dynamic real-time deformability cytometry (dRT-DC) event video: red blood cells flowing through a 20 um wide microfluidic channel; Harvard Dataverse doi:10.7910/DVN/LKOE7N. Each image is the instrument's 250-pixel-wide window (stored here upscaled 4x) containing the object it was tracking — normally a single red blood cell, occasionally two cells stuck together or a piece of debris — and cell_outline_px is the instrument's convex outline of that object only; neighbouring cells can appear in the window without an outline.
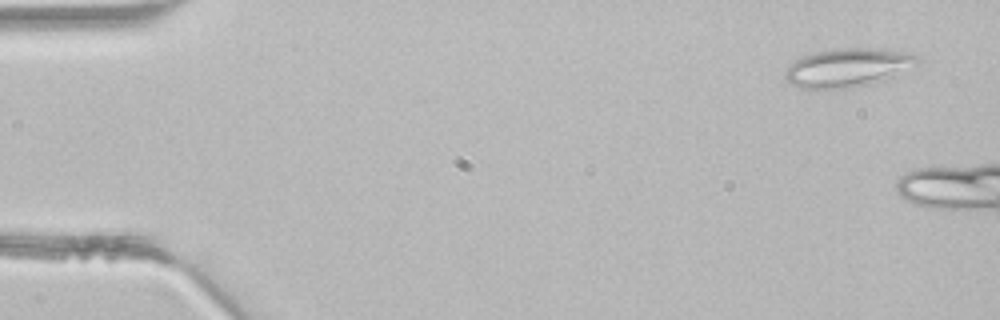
{"species": "common noctule bat (a hibernating species)", "species_latin": "Nyctalus noctula", "temperature_condition": "room temperature", "stored_images_in_passage": 5, "camera_frame_rate_fps": 3000, "um_per_image_px": 0.085, "animal": {"sex": "male", "body_mass_g": 21.5, "forearm_length_mm": 52.0}, "frame": {"image": 1, "passage_image": 5, "time_ms": 1.333, "image_size_px": [1000, 320], "cell_outline_px": [[924, 60], [884, 80], [868, 84], [848, 88], [804, 88], [788, 84], [784, 76], [784, 72], [796, 60], [804, 56], [816, 52], [836, 48], [888, 48], [920, 56]], "centroid_in_image_um": [72.09, 5.73], "position_along_channel_um": 12.9, "area_um2": 29.65}}